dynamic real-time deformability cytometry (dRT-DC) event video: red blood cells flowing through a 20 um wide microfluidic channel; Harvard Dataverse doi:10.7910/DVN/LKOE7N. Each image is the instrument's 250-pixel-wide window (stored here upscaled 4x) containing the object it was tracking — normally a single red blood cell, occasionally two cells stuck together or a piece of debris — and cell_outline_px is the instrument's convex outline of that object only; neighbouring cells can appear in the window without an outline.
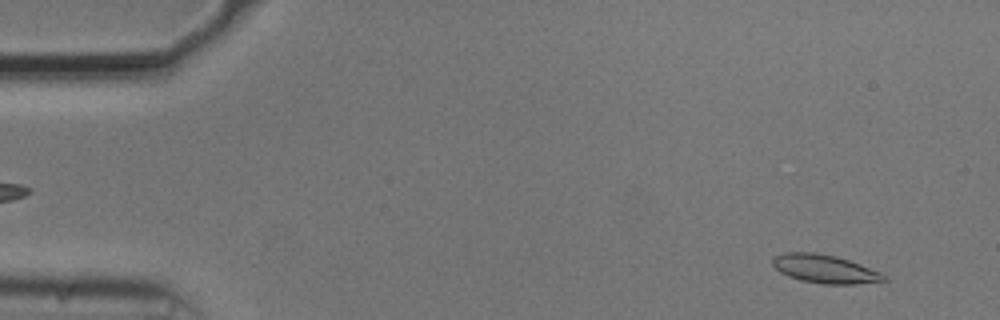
{"species": "common noctule bat (a hibernating species)", "species_latin": "Nyctalus noctula", "temperature_condition": "cold", "stored_images_in_passage": 54, "camera_frame_rate_fps": 3000, "um_per_image_px": 0.085, "animal": {"sex": "male", "body_mass_g": 20.5, "forearm_length_mm": 52.5}, "frame": {"image": 1, "passage_image": 4, "time_ms": 1.0, "image_size_px": [1000, 320], "cell_outline_px": [[888, 280], [856, 284], [824, 284], [800, 280], [788, 276], [780, 272], [772, 264], [772, 256], [784, 252], [812, 252], [836, 256], [860, 264], [880, 272], [888, 276]], "centroid_in_image_um": [70.09, 22.85], "position_along_channel_um": 14.9, "area_um2": 18.5}}
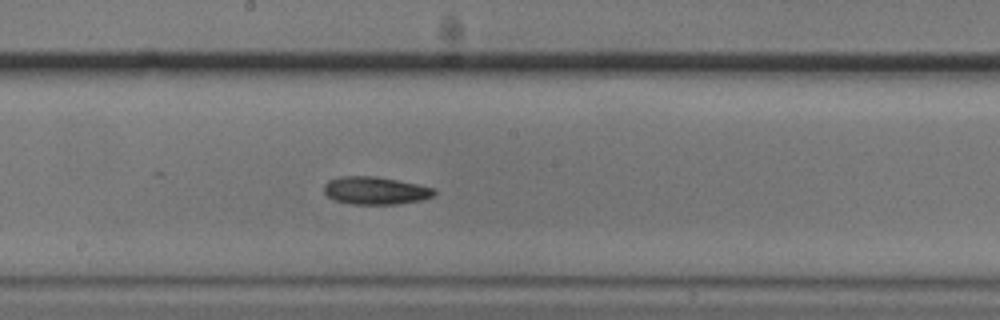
{"frame": {"image": 2, "passage_image": 29, "time_ms": 9.333, "image_size_px": [1000, 320], "cell_outline_px": [[436, 192], [432, 196], [424, 200], [396, 204], [352, 204], [332, 200], [324, 192], [324, 184], [328, 180], [340, 176], [372, 176], [420, 184], [436, 188]], "centroid_in_image_um": [31.91, 16.2], "position_along_channel_um": 216.3, "area_um2": 17.98}}
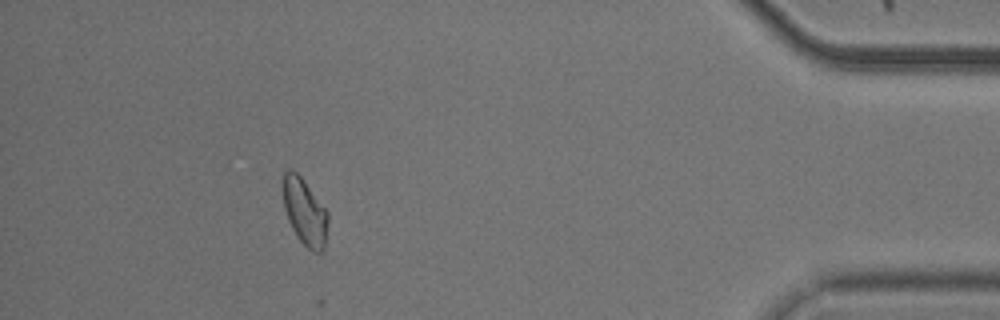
{"frame": {"image": 3, "passage_image": 49, "time_ms": 16.0, "image_size_px": [1000, 320], "cell_outline_px": [[328, 224], [324, 252], [312, 252], [300, 240], [292, 228], [288, 220], [284, 208], [280, 180], [284, 172], [288, 168], [292, 168], [300, 176], [328, 212]], "centroid_in_image_um": [25.87, 17.98], "position_along_channel_um": 409.3, "area_um2": 17.8}, "authors_computed_cell_mechanics": {"area_um2": 17.6868, "velocity_mm_per_s": 3.714, "shape_relaxation_time_tau1_ms": 4.2233, "shape_relaxation_time_tau2_ms": null, "deformation_change_tau1": 0.0964, "deformation_change_tau2": null}}